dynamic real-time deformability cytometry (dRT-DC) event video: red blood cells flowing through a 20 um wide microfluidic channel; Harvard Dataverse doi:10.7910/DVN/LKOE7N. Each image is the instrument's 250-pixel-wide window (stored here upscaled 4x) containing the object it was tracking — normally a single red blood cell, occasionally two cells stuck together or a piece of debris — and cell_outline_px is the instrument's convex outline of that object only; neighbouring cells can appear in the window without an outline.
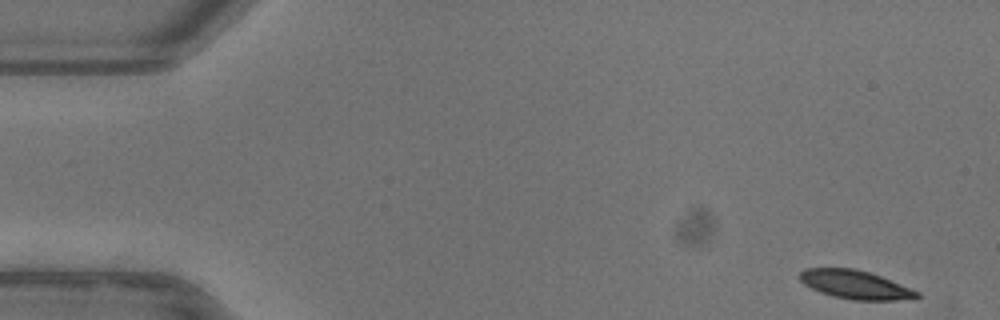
{"species": "common noctule bat (a hibernating species)", "species_latin": "Nyctalus noctula", "temperature_condition": "warm", "stored_images_in_passage": 51, "camera_frame_rate_fps": 3000, "um_per_image_px": 0.085, "animal": {"sex": "female"}, "frame": {"image": 1, "passage_image": 1, "time_ms": 0.0, "image_size_px": [1000, 320], "cell_outline_px": [[920, 296], [916, 300], [852, 300], [832, 296], [820, 292], [804, 284], [800, 280], [800, 272], [804, 268], [856, 268], [880, 276], [920, 292]], "centroid_in_image_um": [72.72, 24.21], "position_along_channel_um": 12.3, "area_um2": 19.59}}
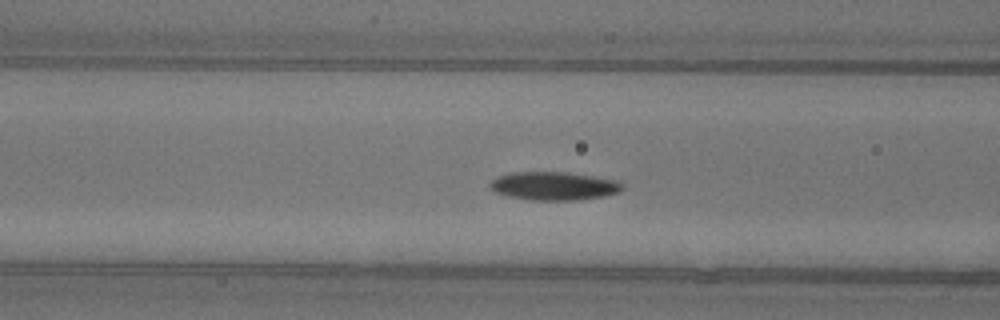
{"frame": {"image": 2, "passage_image": 19, "time_ms": 6.0, "image_size_px": [1000, 320], "cell_outline_px": [[624, 188], [620, 192], [604, 196], [576, 200], [532, 200], [508, 196], [496, 192], [488, 188], [488, 184], [496, 176], [512, 172], [568, 172], [616, 180], [624, 184]], "centroid_in_image_um": [47.07, 15.8], "position_along_channel_um": 119.5, "area_um2": 22.02}}
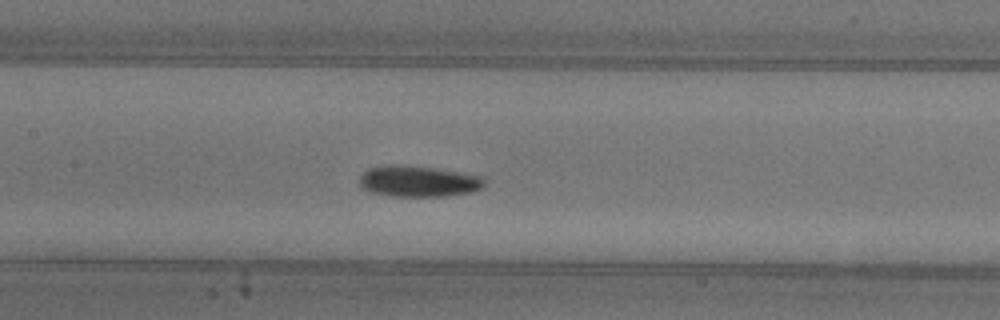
{"frame": {"image": 3, "passage_image": 23, "time_ms": 7.333, "image_size_px": [1000, 320], "cell_outline_px": [[484, 184], [480, 188], [472, 192], [444, 196], [392, 196], [372, 192], [360, 188], [360, 176], [368, 168], [388, 164], [404, 164], [432, 168], [484, 176]], "centroid_in_image_um": [35.53, 15.4], "position_along_channel_um": 171.9, "area_um2": 22.66}, "authors_computed_cell_mechanics": {"area_um2": 20.7502, "velocity_mm_per_s": 3.9115, "shape_relaxation_time_tau1_ms": 2.681, "shape_relaxation_time_tau2_ms": null, "deformation_change_tau1": 0.1239, "deformation_change_tau2": null}}